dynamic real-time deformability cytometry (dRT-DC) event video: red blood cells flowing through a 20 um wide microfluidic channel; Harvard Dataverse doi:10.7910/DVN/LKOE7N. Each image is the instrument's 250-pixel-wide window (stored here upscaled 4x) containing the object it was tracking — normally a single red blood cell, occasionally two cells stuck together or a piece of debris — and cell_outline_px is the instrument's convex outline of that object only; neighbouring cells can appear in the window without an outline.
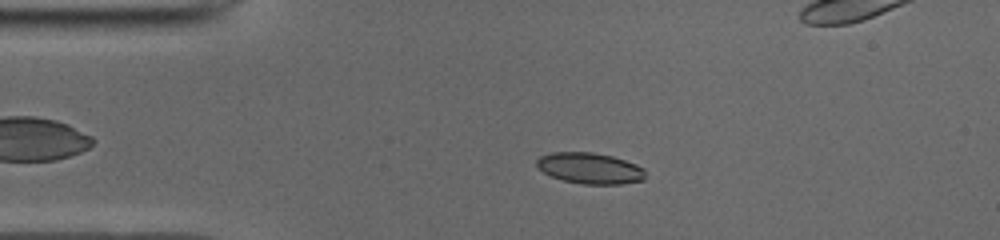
{"species": "common noctule bat (a hibernating species)", "species_latin": "Nyctalus noctula", "temperature_condition": "cold", "stored_images_in_passage": 51, "camera_frame_rate_fps": 3000, "um_per_image_px": 0.085, "animal": {"sex": "male", "body_mass_g": 19.0, "forearm_length_mm": 50.8}, "frame": {"image": 1, "passage_image": 10, "time_ms": 3.0, "image_size_px": [1000, 240], "cell_outline_px": [[644, 180], [620, 184], [584, 184], [564, 180], [552, 176], [544, 172], [536, 164], [536, 160], [540, 156], [552, 152], [592, 152], [612, 156], [636, 164], [644, 168]], "centroid_in_image_um": [50.15, 14.29], "position_along_channel_um": 34.9, "area_um2": 19.48}}
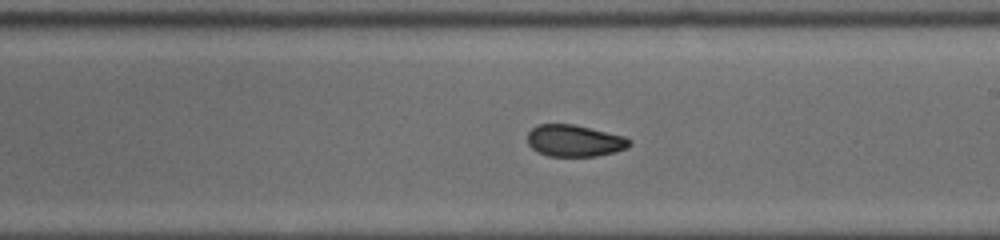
{"frame": {"image": 2, "passage_image": 28, "time_ms": 9.0, "image_size_px": [1000, 240], "cell_outline_px": [[632, 144], [628, 148], [616, 152], [596, 156], [548, 156], [536, 152], [528, 144], [528, 132], [532, 128], [540, 124], [572, 124], [624, 136], [632, 140]], "centroid_in_image_um": [48.85, 11.97], "position_along_channel_um": 240.2, "area_um2": 18.96}}
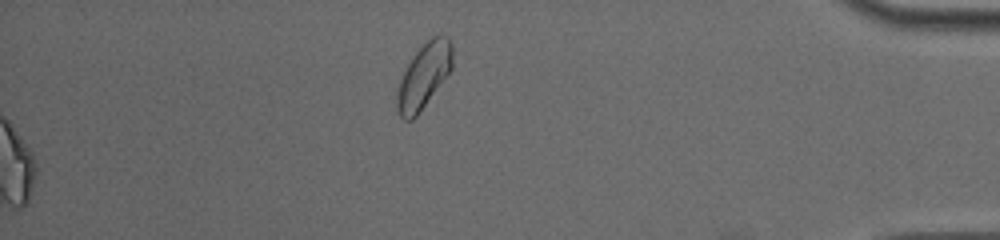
{"frame": {"image": 3, "passage_image": 51, "time_ms": 16.667, "image_size_px": [1000, 240], "cell_outline_px": [[452, 68], [416, 116], [412, 120], [404, 120], [400, 116], [396, 108], [396, 92], [400, 80], [412, 56], [432, 36], [440, 32], [444, 32], [452, 40]], "centroid_in_image_um": [36.03, 6.4], "position_along_channel_um": 399.2, "area_um2": 20.92}, "authors_computed_cell_mechanics": {"area_um2": 19.8254, "velocity_mm_per_s": 3.9549, "shape_relaxation_time_tau1_ms": 8.3128, "shape_relaxation_time_tau2_ms": 1.9029, "deformation_change_tau1": 0.177, "deformation_change_tau2": 0.0653}}